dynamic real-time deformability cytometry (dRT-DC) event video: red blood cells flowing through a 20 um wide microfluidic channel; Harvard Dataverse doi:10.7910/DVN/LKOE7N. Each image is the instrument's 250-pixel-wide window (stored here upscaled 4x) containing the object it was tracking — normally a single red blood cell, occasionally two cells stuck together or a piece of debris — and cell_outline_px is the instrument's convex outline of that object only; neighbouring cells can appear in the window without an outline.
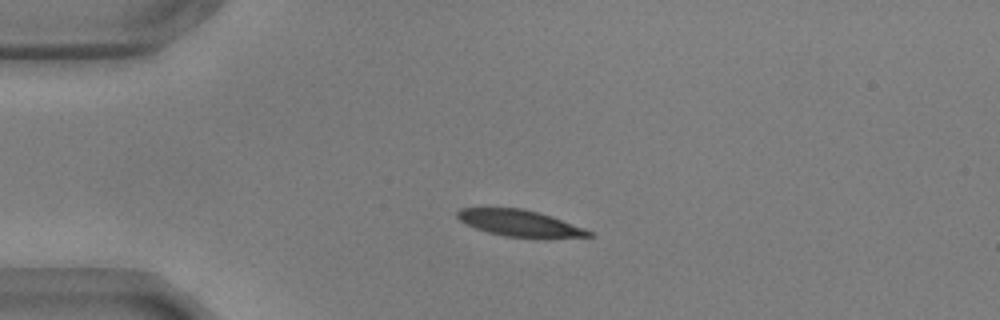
{"species": "common noctule bat (a hibernating species)", "species_latin": "Nyctalus noctula", "temperature_condition": "warm", "stored_images_in_passage": 44, "camera_frame_rate_fps": 3000, "um_per_image_px": 0.085, "animal": {"sex": "male", "body_mass_g": 17.9, "forearm_length_mm": 54.2}, "frame": {"image": 1, "passage_image": 1, "time_ms": 0.0, "image_size_px": [1000, 320], "cell_outline_px": [[596, 236], [548, 240], [504, 236], [488, 232], [476, 228], [460, 220], [456, 216], [456, 212], [460, 208], [524, 208], [552, 216], [584, 228], [592, 232]], "centroid_in_image_um": [44.29, 19.01], "position_along_channel_um": 40.7, "area_um2": 20.87}}
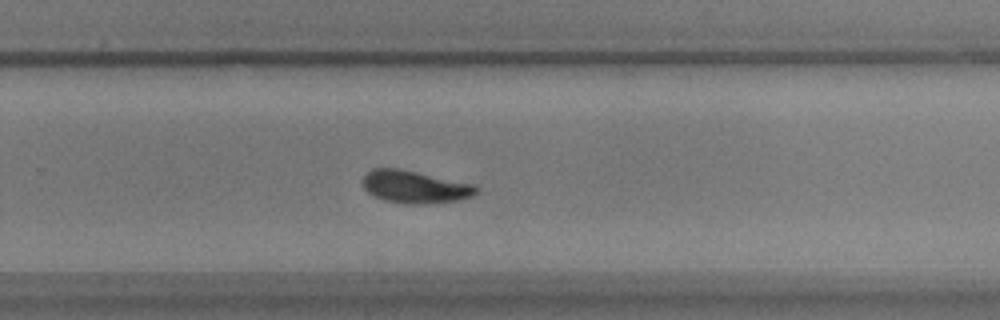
{"frame": {"image": 2, "passage_image": 25, "time_ms": 8.0, "image_size_px": [1000, 320], "cell_outline_px": [[480, 188], [472, 196], [460, 200], [428, 204], [404, 204], [384, 200], [368, 192], [364, 188], [364, 176], [372, 168], [400, 168], [476, 184]], "centroid_in_image_um": [35.32, 15.88], "position_along_channel_um": 294.5, "area_um2": 21.73}}
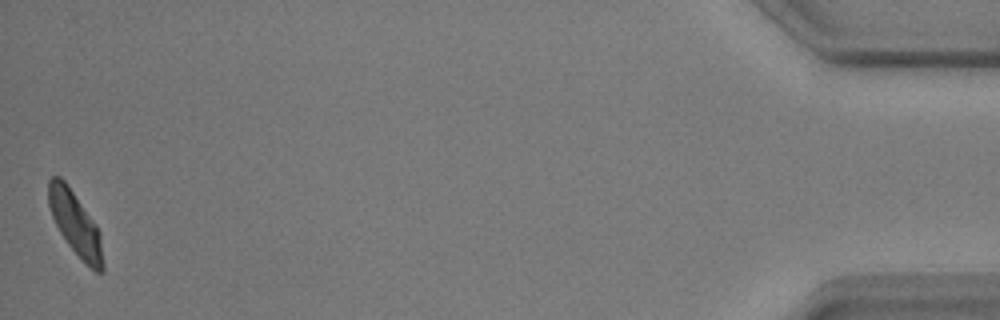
{"frame": {"image": 3, "passage_image": 44, "time_ms": 14.333, "image_size_px": [1000, 320], "cell_outline_px": [[104, 272], [96, 272], [68, 244], [60, 232], [52, 216], [48, 204], [48, 180], [52, 176], [60, 176], [64, 180], [96, 224], [100, 232], [104, 264]], "centroid_in_image_um": [6.4, 18.99], "position_along_channel_um": 428.8, "area_um2": 19.77}, "authors_computed_cell_mechanics": {"area_um2": 21.7328, "velocity_mm_per_s": 3.5311, "shape_relaxation_time_tau1_ms": 3.7012, "shape_relaxation_time_tau2_ms": 2.6835, "deformation_change_tau1": 0.13, "deformation_change_tau2": 0.0776}}